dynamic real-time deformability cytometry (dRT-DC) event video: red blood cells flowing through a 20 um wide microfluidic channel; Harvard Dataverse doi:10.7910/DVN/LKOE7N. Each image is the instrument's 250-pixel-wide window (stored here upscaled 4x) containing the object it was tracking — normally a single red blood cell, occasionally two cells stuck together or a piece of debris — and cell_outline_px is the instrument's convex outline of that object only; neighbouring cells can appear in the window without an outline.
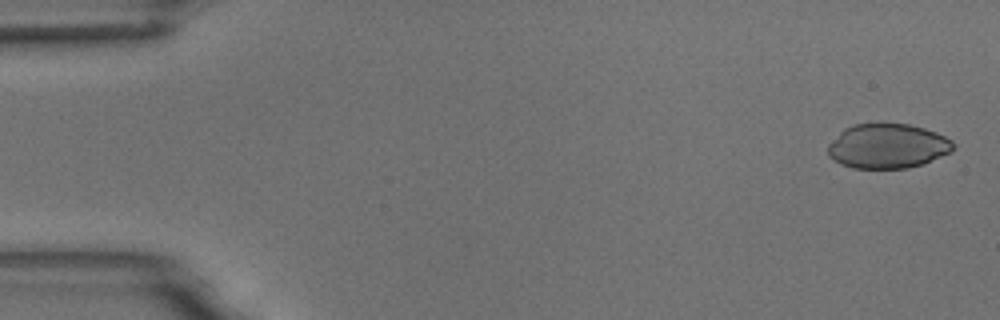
{"species": "common noctule bat (a hibernating species)", "species_latin": "Nyctalus noctula", "temperature_condition": "room temperature", "stored_images_in_passage": 54, "camera_frame_rate_fps": 3000, "um_per_image_px": 0.085, "animal": {"sex": "male", "body_mass_g": 18.8}, "frame": {"image": 1, "passage_image": 2, "time_ms": 0.333, "image_size_px": [1000, 320], "cell_outline_px": [[952, 152], [924, 164], [908, 168], [852, 168], [840, 164], [828, 156], [828, 144], [844, 128], [856, 124], [908, 124], [924, 128], [936, 132], [952, 140]], "centroid_in_image_um": [75.44, 12.43], "position_along_channel_um": 9.6, "area_um2": 32.6}}